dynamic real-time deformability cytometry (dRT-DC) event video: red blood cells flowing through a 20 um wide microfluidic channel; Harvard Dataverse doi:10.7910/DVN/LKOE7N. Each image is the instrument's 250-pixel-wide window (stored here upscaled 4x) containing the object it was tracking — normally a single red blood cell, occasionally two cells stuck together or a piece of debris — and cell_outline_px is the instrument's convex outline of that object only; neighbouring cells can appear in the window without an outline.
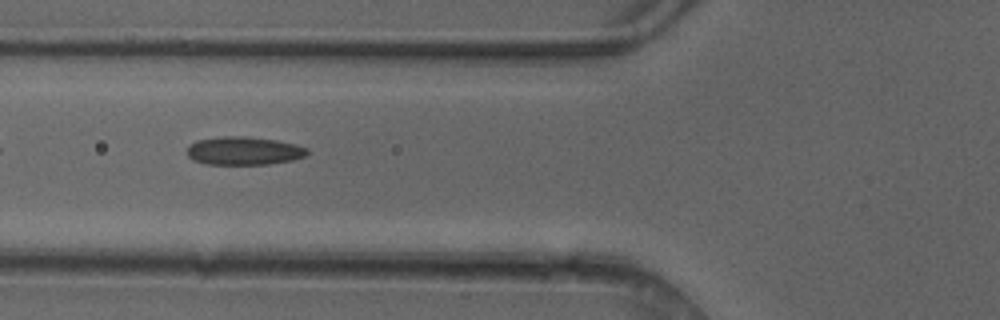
{"species": "common noctule bat (a hibernating species)", "species_latin": "Nyctalus noctula", "temperature_condition": "cold", "stored_images_in_passage": 7, "camera_frame_rate_fps": 3000, "um_per_image_px": 0.085, "animal": {"sex": "female"}, "frame": {"image": 1, "passage_image": 5, "time_ms": 1.333, "image_size_px": [1000, 320], "cell_outline_px": [[308, 152], [304, 156], [292, 160], [268, 164], [208, 164], [192, 160], [188, 156], [188, 144], [196, 140], [224, 136], [244, 136], [276, 140], [296, 144], [308, 148]], "centroid_in_image_um": [20.71, 12.81], "position_along_channel_um": 105.1, "area_um2": 19.77}}
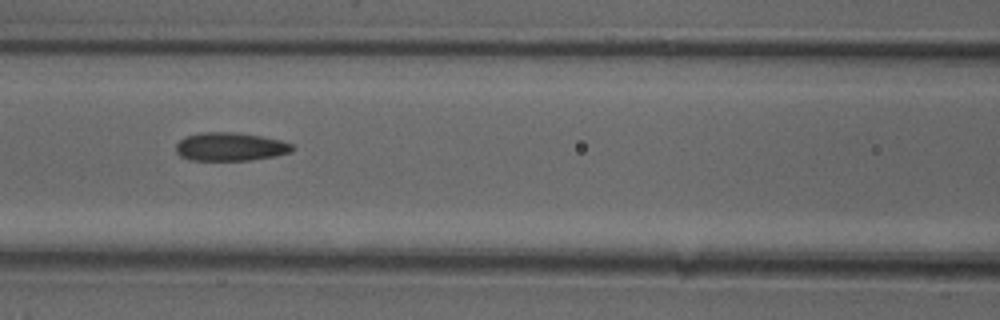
{"frame": {"image": 2, "passage_image": 6, "time_ms": 1.667, "image_size_px": [1000, 320], "cell_outline_px": [[296, 148], [292, 152], [276, 156], [248, 160], [188, 160], [180, 156], [176, 152], [176, 144], [184, 136], [200, 132], [232, 132], [260, 136], [280, 140], [292, 144]], "centroid_in_image_um": [19.56, 12.47], "position_along_channel_um": 147.0, "area_um2": 19.36}}
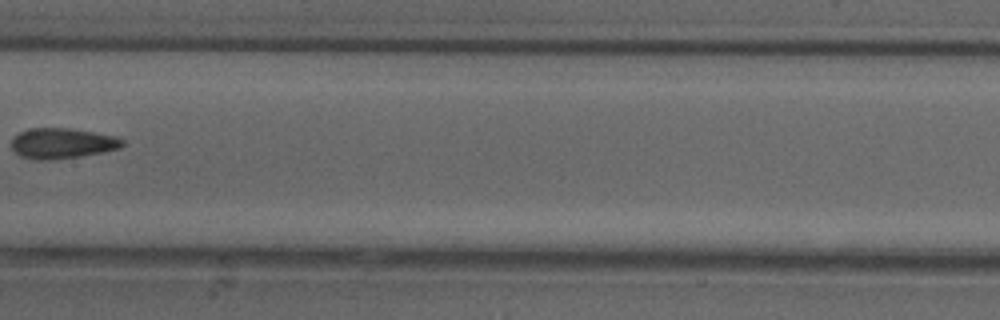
{"frame": {"image": 3, "passage_image": 7, "time_ms": 2.0, "image_size_px": [1000, 320], "cell_outline_px": [[124, 144], [120, 148], [104, 152], [48, 160], [36, 160], [20, 156], [12, 148], [12, 136], [28, 128], [68, 128], [116, 136], [124, 140]], "centroid_in_image_um": [5.27, 12.17], "position_along_channel_um": 202.1, "area_um2": 19.59}}